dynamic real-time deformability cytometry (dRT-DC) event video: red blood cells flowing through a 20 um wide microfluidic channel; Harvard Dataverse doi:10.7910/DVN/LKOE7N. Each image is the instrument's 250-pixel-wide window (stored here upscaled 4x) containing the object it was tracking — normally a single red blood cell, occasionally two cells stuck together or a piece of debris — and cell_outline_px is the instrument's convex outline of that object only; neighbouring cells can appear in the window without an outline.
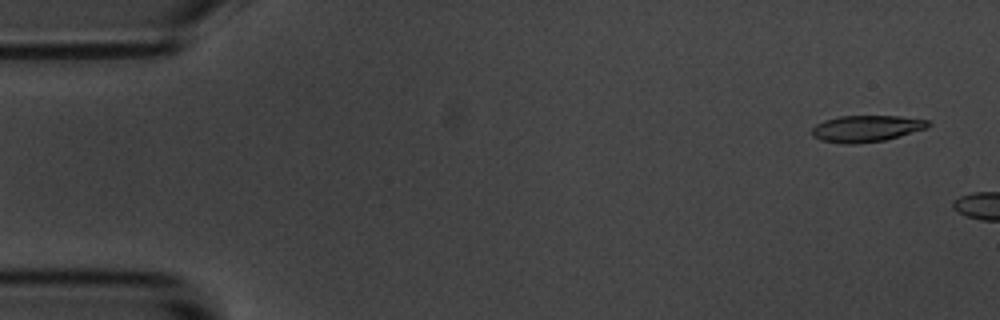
{"species": "common noctule bat (a hibernating species)", "species_latin": "Nyctalus noctula", "temperature_condition": "room temperature", "stored_images_in_passage": 2, "camera_frame_rate_fps": 3000, "um_per_image_px": 0.085, "animal": {"sex": "male", "body_mass_g": 20.1, "forearm_length_mm": 53.5}, "frame": {"image": 1, "passage_image": 1, "time_ms": 0.0, "image_size_px": [1000, 320], "cell_outline_px": [[932, 124], [928, 128], [884, 140], [852, 144], [840, 144], [820, 140], [812, 136], [812, 128], [816, 124], [824, 120], [840, 116], [900, 116], [928, 120]], "centroid_in_image_um": [73.63, 10.93], "position_along_channel_um": 11.4, "area_um2": 18.03}}